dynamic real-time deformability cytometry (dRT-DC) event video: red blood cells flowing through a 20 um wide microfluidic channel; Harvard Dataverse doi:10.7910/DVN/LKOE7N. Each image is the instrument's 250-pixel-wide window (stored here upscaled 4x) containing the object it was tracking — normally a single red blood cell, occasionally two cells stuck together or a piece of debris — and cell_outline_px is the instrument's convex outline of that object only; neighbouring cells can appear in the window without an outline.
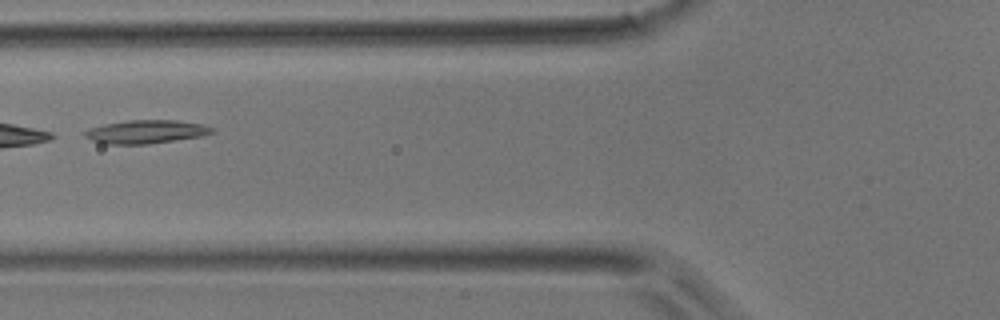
{"species": "common noctule bat (a hibernating species)", "species_latin": "Nyctalus noctula", "temperature_condition": "room temperature", "stored_images_in_passage": 5, "camera_frame_rate_fps": 3000, "um_per_image_px": 0.085, "animal": {"sex": "male", "body_mass_g": 17.9}, "frame": {"image": 1, "passage_image": 4, "time_ms": 1.0, "image_size_px": [1000, 320], "cell_outline_px": [[216, 132], [200, 136], [148, 144], [104, 144], [92, 140], [84, 136], [84, 132], [88, 128], [104, 124], [128, 120], [176, 120], [200, 124], [216, 128]], "centroid_in_image_um": [12.4, 11.19], "position_along_channel_um": 113.4, "area_um2": 17.34}}
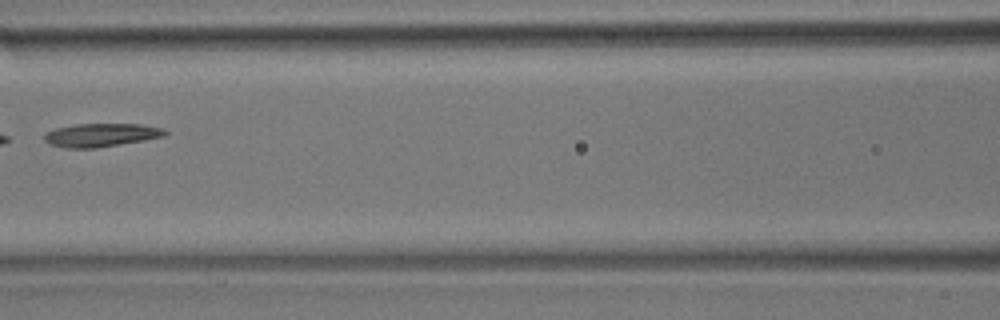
{"frame": {"image": 2, "passage_image": 5, "time_ms": 1.333, "image_size_px": [1000, 320], "cell_outline_px": [[168, 132], [164, 136], [144, 140], [96, 148], [64, 148], [48, 144], [44, 140], [44, 132], [56, 128], [76, 124], [140, 124], [164, 128]], "centroid_in_image_um": [8.56, 11.48], "position_along_channel_um": 158.0, "area_um2": 16.53}}